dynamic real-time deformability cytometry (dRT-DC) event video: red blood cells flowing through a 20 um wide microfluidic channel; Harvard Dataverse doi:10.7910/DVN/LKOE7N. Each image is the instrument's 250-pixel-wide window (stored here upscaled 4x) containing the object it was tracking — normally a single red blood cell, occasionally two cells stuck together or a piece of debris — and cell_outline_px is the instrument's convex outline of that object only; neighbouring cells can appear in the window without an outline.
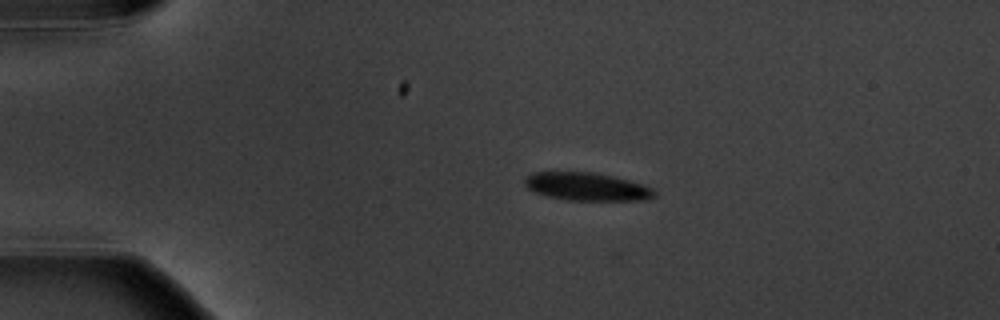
{"species": "common noctule bat (a hibernating species)", "species_latin": "Nyctalus noctula", "temperature_condition": "warm", "stored_images_in_passage": 8, "camera_frame_rate_fps": 3000, "um_per_image_px": 0.085, "animal": {"sex": "male", "body_mass_g": 20.1, "forearm_length_mm": 53.5}, "frame": {"image": 1, "passage_image": 3, "time_ms": 2.667, "image_size_px": [1000, 320], "cell_outline_px": [[656, 196], [644, 200], [568, 200], [548, 196], [536, 192], [528, 188], [524, 184], [524, 180], [532, 172], [596, 172], [628, 180], [652, 188], [656, 192]], "centroid_in_image_um": [49.88, 15.86], "position_along_channel_um": 35.1, "area_um2": 20.98}}
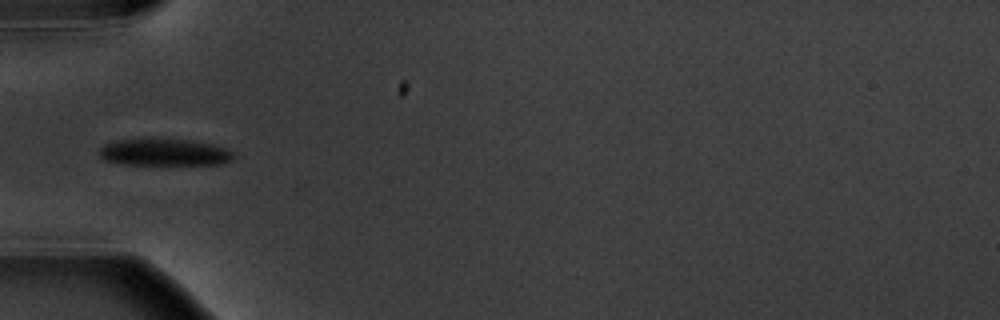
{"frame": {"image": 2, "passage_image": 5, "time_ms": 5.0, "image_size_px": [1000, 320], "cell_outline_px": [[236, 156], [232, 160], [220, 164], [124, 164], [104, 160], [100, 156], [100, 148], [104, 144], [116, 140], [192, 140], [212, 144], [224, 148], [232, 152]], "centroid_in_image_um": [13.99, 12.96], "position_along_channel_um": 71.0, "area_um2": 20.63}}
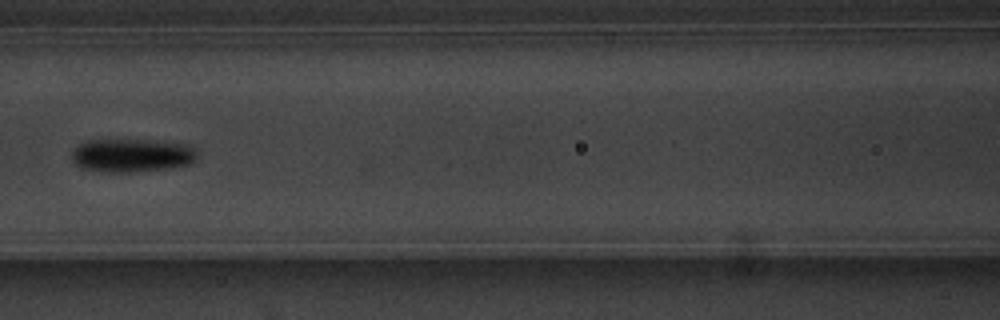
{"frame": {"image": 3, "passage_image": 7, "time_ms": 7.333, "image_size_px": [1000, 320], "cell_outline_px": [[196, 156], [188, 164], [168, 168], [128, 172], [100, 172], [80, 168], [72, 160], [72, 152], [80, 144], [88, 140], [148, 140], [188, 144], [196, 152]], "centroid_in_image_um": [11.15, 13.21], "position_along_channel_um": 155.5, "area_um2": 24.16}}